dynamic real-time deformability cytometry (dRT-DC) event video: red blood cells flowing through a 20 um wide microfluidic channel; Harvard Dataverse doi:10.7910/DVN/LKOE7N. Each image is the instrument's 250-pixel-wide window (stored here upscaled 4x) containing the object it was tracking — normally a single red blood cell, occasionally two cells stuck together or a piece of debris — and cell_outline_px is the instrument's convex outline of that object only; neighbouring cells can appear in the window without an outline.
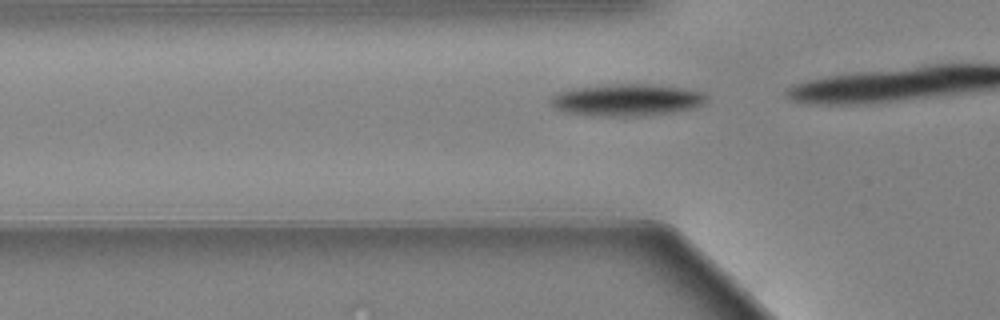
{"species": "Egyptian fruit bat (a non-hibernating species)", "species_latin": "Rousettus aegyptiacus", "temperature_condition": "warm", "stored_images_in_passage": 19, "camera_frame_rate_fps": 3000, "um_per_image_px": 0.085, "animal": {"sex": "female"}, "frame": {"image": 1, "passage_image": 14, "time_ms": 4.333, "image_size_px": [1000, 320], "cell_outline_px": [[708, 100], [704, 104], [692, 108], [672, 112], [636, 116], [612, 116], [568, 112], [556, 108], [552, 104], [552, 96], [556, 92], [572, 88], [612, 84], [652, 84], [684, 88], [704, 92], [708, 96]], "centroid_in_image_um": [53.35, 8.47], "position_along_channel_um": 72.5, "area_um2": 28.78}}